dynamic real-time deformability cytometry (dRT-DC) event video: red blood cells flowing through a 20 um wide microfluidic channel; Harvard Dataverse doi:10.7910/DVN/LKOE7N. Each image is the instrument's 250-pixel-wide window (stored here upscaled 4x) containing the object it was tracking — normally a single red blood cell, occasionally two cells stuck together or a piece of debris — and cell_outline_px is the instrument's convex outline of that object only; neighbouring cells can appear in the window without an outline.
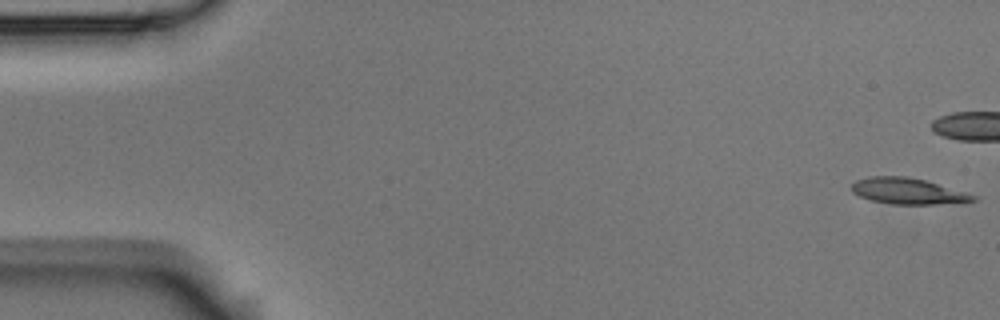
{"species": "Egyptian fruit bat (a non-hibernating species)", "species_latin": "Rousettus aegyptiacus", "temperature_condition": "room temperature", "stored_images_in_passage": 57, "camera_frame_rate_fps": 3000, "um_per_image_px": 0.085, "animal": {"sex": "male"}, "frame": {"image": 1, "passage_image": 1, "time_ms": 0.0, "image_size_px": [1000, 320], "cell_outline_px": [[980, 200], [964, 204], [892, 204], [872, 200], [860, 196], [852, 192], [852, 184], [856, 180], [868, 176], [904, 176], [924, 180], [964, 192], [976, 196]], "centroid_in_image_um": [77.23, 16.26], "position_along_channel_um": 7.8, "area_um2": 18.55}}
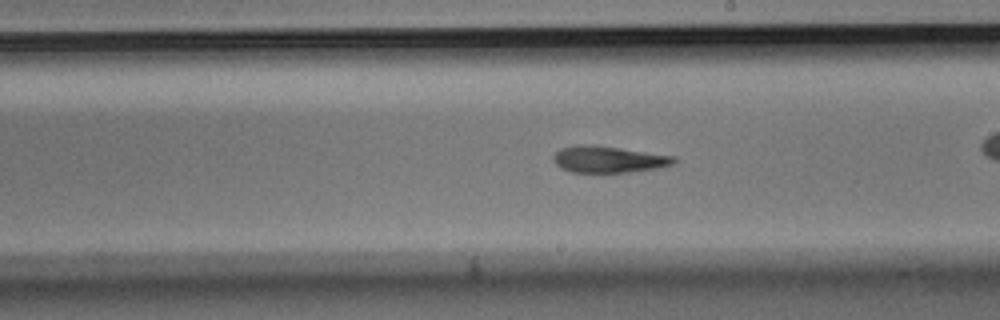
{"frame": {"image": 2, "passage_image": 32, "time_ms": 10.333, "image_size_px": [1000, 320], "cell_outline_px": [[676, 160], [672, 164], [656, 168], [628, 172], [572, 172], [560, 168], [552, 160], [552, 156], [560, 148], [572, 144], [592, 144], [620, 148], [672, 156]], "centroid_in_image_um": [51.61, 13.53], "position_along_channel_um": 237.4, "area_um2": 18.61}}
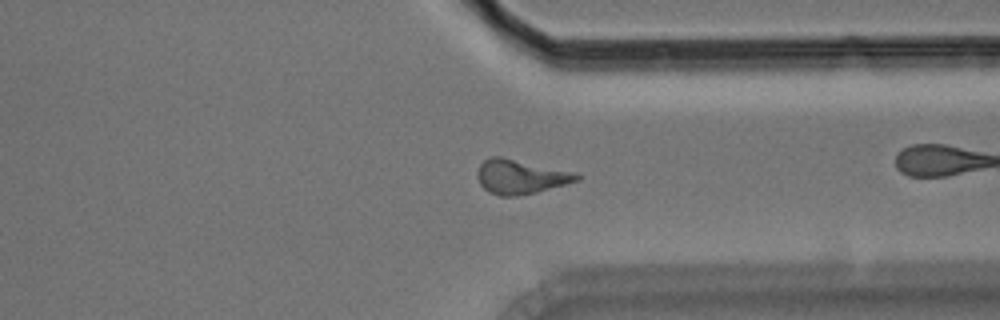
{"frame": {"image": 3, "passage_image": 43, "time_ms": 14.0, "image_size_px": [1000, 320], "cell_outline_px": [[580, 180], [536, 192], [516, 196], [500, 196], [488, 192], [480, 184], [476, 176], [476, 172], [480, 164], [484, 160], [492, 156], [500, 156], [576, 172], [580, 176]], "centroid_in_image_um": [44.22, 15.01], "position_along_channel_um": 367.2, "area_um2": 19.94}, "authors_computed_cell_mechanics": {"area_um2": 18.7272, "velocity_mm_per_s": 3.5598, "shape_relaxation_time_tau1_ms": null, "shape_relaxation_time_tau2_ms": 6.1901, "deformation_change_tau1": null, "deformation_change_tau2": 0.1792}}